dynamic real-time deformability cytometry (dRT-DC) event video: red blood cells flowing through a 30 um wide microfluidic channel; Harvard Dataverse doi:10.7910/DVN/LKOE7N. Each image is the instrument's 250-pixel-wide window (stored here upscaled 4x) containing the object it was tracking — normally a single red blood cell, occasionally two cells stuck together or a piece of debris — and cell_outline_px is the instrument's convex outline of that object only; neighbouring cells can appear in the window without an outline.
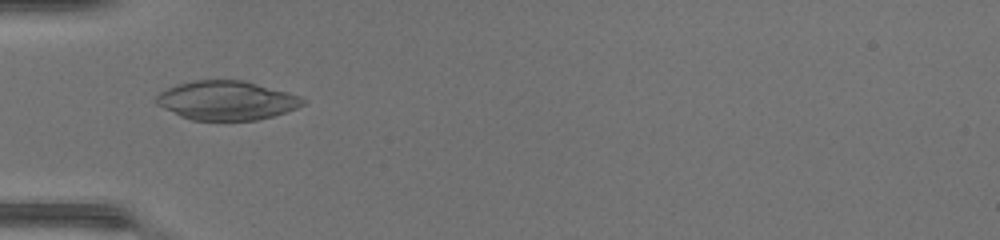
{"species": "common noctule bat (a hibernating species)", "species_latin": "Nyctalus noctula", "temperature_condition": "warm", "stored_images_in_passage": 38, "camera_frame_rate_fps": 3000, "um_per_image_px": 0.085, "animal": {"sex": "female", "body_mass_g": 17.0, "forearm_length_mm": 48.0}, "frame": {"image": 1, "passage_image": 7, "time_ms": 2.0, "image_size_px": [1000, 240], "cell_outline_px": [[304, 104], [296, 108], [272, 116], [256, 120], [192, 120], [180, 116], [156, 104], [156, 96], [160, 92], [176, 84], [196, 80], [244, 80], [288, 92], [300, 96], [304, 100]], "centroid_in_image_um": [19.24, 8.53], "position_along_channel_um": 65.8, "area_um2": 33.18}}
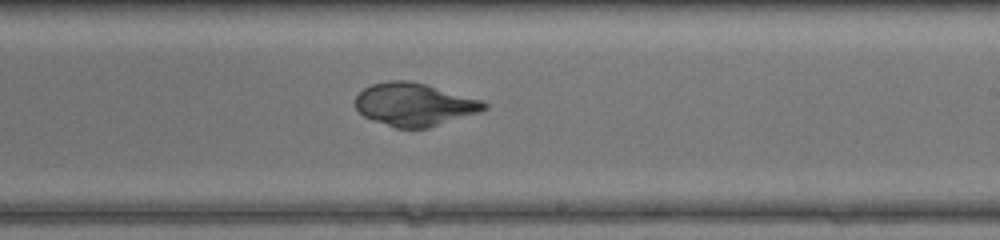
{"frame": {"image": 2, "passage_image": 20, "time_ms": 6.333, "image_size_px": [1000, 240], "cell_outline_px": [[488, 108], [480, 112], [428, 128], [396, 128], [364, 116], [356, 108], [356, 96], [364, 88], [372, 84], [388, 80], [408, 80], [424, 84], [484, 100], [488, 104]], "centroid_in_image_um": [35.25, 8.88], "position_along_channel_um": 253.7, "area_um2": 32.08}}
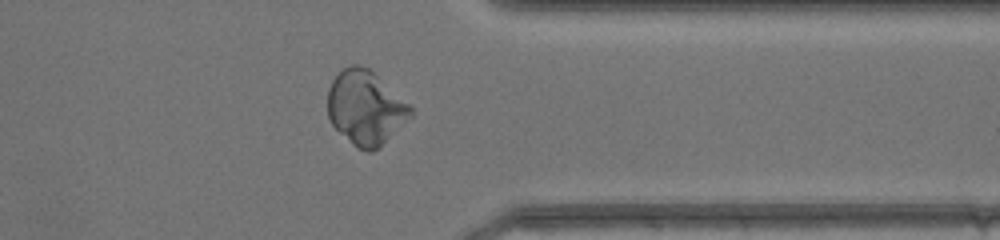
{"frame": {"image": 3, "passage_image": 29, "time_ms": 9.333, "image_size_px": [1000, 240], "cell_outline_px": [[412, 116], [372, 152], [368, 152], [356, 148], [332, 124], [328, 116], [328, 88], [332, 80], [344, 68], [352, 64], [360, 64], [368, 68], [408, 104], [412, 108]], "centroid_in_image_um": [31.03, 9.15], "position_along_channel_um": 380.4, "area_um2": 35.08}}